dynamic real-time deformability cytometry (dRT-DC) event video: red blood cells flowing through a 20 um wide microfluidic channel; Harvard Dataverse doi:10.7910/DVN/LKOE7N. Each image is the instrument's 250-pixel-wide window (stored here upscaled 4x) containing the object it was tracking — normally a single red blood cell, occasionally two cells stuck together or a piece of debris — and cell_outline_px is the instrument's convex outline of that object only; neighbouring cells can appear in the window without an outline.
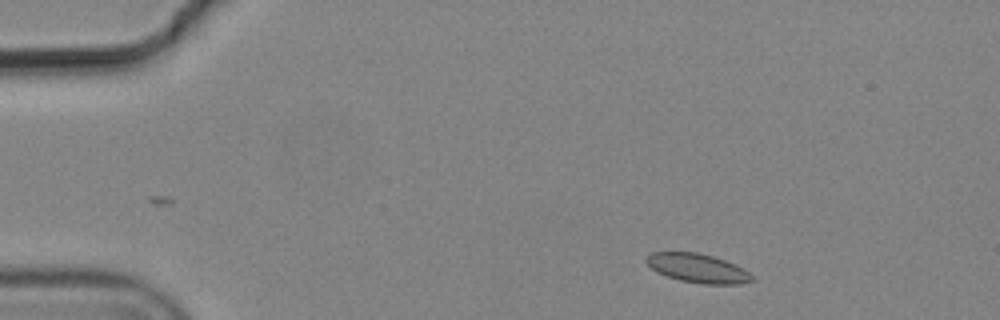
{"species": "common noctule bat (a hibernating species)", "species_latin": "Nyctalus noctula", "temperature_condition": "cold", "stored_images_in_passage": 7, "camera_frame_rate_fps": 3000, "um_per_image_px": 0.085, "animal": {"sex": "male", "body_mass_g": 19.2, "forearm_length_mm": 51.8}, "frame": {"image": 1, "passage_image": 2, "time_ms": 0.333, "image_size_px": [1000, 320], "cell_outline_px": [[752, 280], [740, 284], [704, 284], [680, 280], [656, 272], [644, 260], [652, 252], [696, 252], [712, 256], [724, 260], [748, 272], [752, 276]], "centroid_in_image_um": [59.26, 22.79], "position_along_channel_um": 25.7, "area_um2": 17.46}}
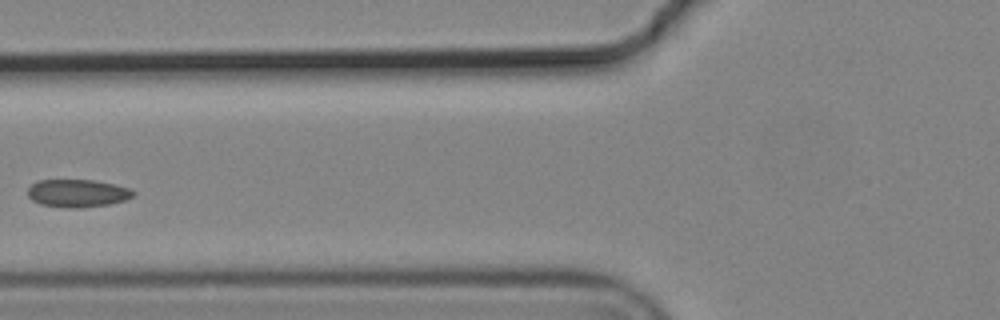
{"frame": {"image": 2, "passage_image": 6, "time_ms": 1.667, "image_size_px": [1000, 320], "cell_outline_px": [[136, 192], [132, 196], [124, 200], [108, 204], [80, 208], [64, 208], [40, 204], [32, 200], [28, 196], [28, 188], [36, 180], [96, 180], [128, 188]], "centroid_in_image_um": [6.54, 16.42], "position_along_channel_um": 119.3, "area_um2": 17.05}}
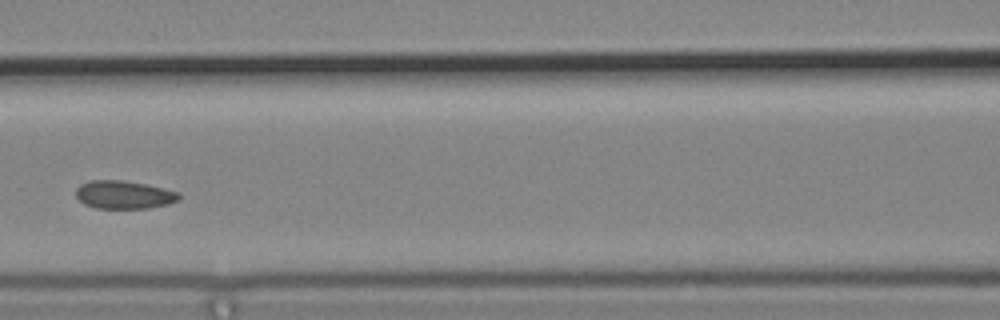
{"frame": {"image": 3, "passage_image": 7, "time_ms": 2.0, "image_size_px": [1000, 320], "cell_outline_px": [[180, 200], [168, 204], [148, 208], [96, 208], [84, 204], [76, 196], [76, 188], [80, 184], [88, 180], [120, 180], [144, 184], [180, 192]], "centroid_in_image_um": [10.53, 16.55], "position_along_channel_um": 156.1, "area_um2": 16.88}}